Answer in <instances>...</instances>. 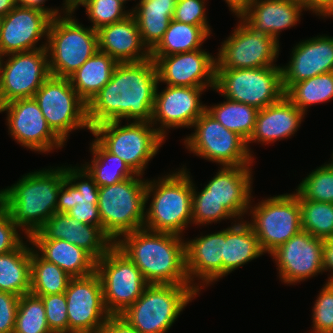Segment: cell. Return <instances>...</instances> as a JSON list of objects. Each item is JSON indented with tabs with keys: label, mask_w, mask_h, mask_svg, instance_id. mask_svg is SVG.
<instances>
[{
	"label": "cell",
	"mask_w": 333,
	"mask_h": 333,
	"mask_svg": "<svg viewBox=\"0 0 333 333\" xmlns=\"http://www.w3.org/2000/svg\"><path fill=\"white\" fill-rule=\"evenodd\" d=\"M158 74L155 62L118 63L111 80L87 104L91 128L109 121L152 120Z\"/></svg>",
	"instance_id": "6da1fadb"
},
{
	"label": "cell",
	"mask_w": 333,
	"mask_h": 333,
	"mask_svg": "<svg viewBox=\"0 0 333 333\" xmlns=\"http://www.w3.org/2000/svg\"><path fill=\"white\" fill-rule=\"evenodd\" d=\"M114 245L140 269L149 284L191 285L182 236L141 228L123 235Z\"/></svg>",
	"instance_id": "7a4b0ae2"
},
{
	"label": "cell",
	"mask_w": 333,
	"mask_h": 333,
	"mask_svg": "<svg viewBox=\"0 0 333 333\" xmlns=\"http://www.w3.org/2000/svg\"><path fill=\"white\" fill-rule=\"evenodd\" d=\"M65 166L26 173L15 184L0 190V204L12 222L29 237L54 213L65 180Z\"/></svg>",
	"instance_id": "3957f363"
},
{
	"label": "cell",
	"mask_w": 333,
	"mask_h": 333,
	"mask_svg": "<svg viewBox=\"0 0 333 333\" xmlns=\"http://www.w3.org/2000/svg\"><path fill=\"white\" fill-rule=\"evenodd\" d=\"M158 180H147L143 228L183 236L192 224V177L186 166Z\"/></svg>",
	"instance_id": "277c9868"
},
{
	"label": "cell",
	"mask_w": 333,
	"mask_h": 333,
	"mask_svg": "<svg viewBox=\"0 0 333 333\" xmlns=\"http://www.w3.org/2000/svg\"><path fill=\"white\" fill-rule=\"evenodd\" d=\"M61 10L62 17L56 16L50 23L46 48L50 75L69 78L99 50L98 33L80 24L73 10Z\"/></svg>",
	"instance_id": "5b68a950"
},
{
	"label": "cell",
	"mask_w": 333,
	"mask_h": 333,
	"mask_svg": "<svg viewBox=\"0 0 333 333\" xmlns=\"http://www.w3.org/2000/svg\"><path fill=\"white\" fill-rule=\"evenodd\" d=\"M198 294L192 285L149 284L119 316L139 333H167Z\"/></svg>",
	"instance_id": "8992f818"
},
{
	"label": "cell",
	"mask_w": 333,
	"mask_h": 333,
	"mask_svg": "<svg viewBox=\"0 0 333 333\" xmlns=\"http://www.w3.org/2000/svg\"><path fill=\"white\" fill-rule=\"evenodd\" d=\"M141 175L98 190V209L103 232L115 243L123 235L143 228L147 180Z\"/></svg>",
	"instance_id": "52a82bcc"
},
{
	"label": "cell",
	"mask_w": 333,
	"mask_h": 333,
	"mask_svg": "<svg viewBox=\"0 0 333 333\" xmlns=\"http://www.w3.org/2000/svg\"><path fill=\"white\" fill-rule=\"evenodd\" d=\"M109 121L91 128L95 139L110 153L122 159L143 176L148 162L159 152L165 138L148 122Z\"/></svg>",
	"instance_id": "ba28073f"
},
{
	"label": "cell",
	"mask_w": 333,
	"mask_h": 333,
	"mask_svg": "<svg viewBox=\"0 0 333 333\" xmlns=\"http://www.w3.org/2000/svg\"><path fill=\"white\" fill-rule=\"evenodd\" d=\"M224 98L258 110L285 96L280 66L252 69H215V87Z\"/></svg>",
	"instance_id": "9c48e42d"
},
{
	"label": "cell",
	"mask_w": 333,
	"mask_h": 333,
	"mask_svg": "<svg viewBox=\"0 0 333 333\" xmlns=\"http://www.w3.org/2000/svg\"><path fill=\"white\" fill-rule=\"evenodd\" d=\"M251 222L264 253L271 254L302 231L299 199L294 193L274 195L249 206Z\"/></svg>",
	"instance_id": "30bf717a"
},
{
	"label": "cell",
	"mask_w": 333,
	"mask_h": 333,
	"mask_svg": "<svg viewBox=\"0 0 333 333\" xmlns=\"http://www.w3.org/2000/svg\"><path fill=\"white\" fill-rule=\"evenodd\" d=\"M33 98L48 126L64 143L74 130L88 129L91 132L87 103L77 94L69 78L50 76Z\"/></svg>",
	"instance_id": "8fae6325"
},
{
	"label": "cell",
	"mask_w": 333,
	"mask_h": 333,
	"mask_svg": "<svg viewBox=\"0 0 333 333\" xmlns=\"http://www.w3.org/2000/svg\"><path fill=\"white\" fill-rule=\"evenodd\" d=\"M194 132L184 139L185 148L219 166H252L254 157L247 142L237 133L229 131L206 110L193 124Z\"/></svg>",
	"instance_id": "7c38bea8"
},
{
	"label": "cell",
	"mask_w": 333,
	"mask_h": 333,
	"mask_svg": "<svg viewBox=\"0 0 333 333\" xmlns=\"http://www.w3.org/2000/svg\"><path fill=\"white\" fill-rule=\"evenodd\" d=\"M105 308L111 316L121 315L143 293L149 283L140 269L115 245L98 261Z\"/></svg>",
	"instance_id": "4fadbf2b"
},
{
	"label": "cell",
	"mask_w": 333,
	"mask_h": 333,
	"mask_svg": "<svg viewBox=\"0 0 333 333\" xmlns=\"http://www.w3.org/2000/svg\"><path fill=\"white\" fill-rule=\"evenodd\" d=\"M6 56L7 59L0 57V106L16 99L33 98L51 76L47 48Z\"/></svg>",
	"instance_id": "5bb4252c"
},
{
	"label": "cell",
	"mask_w": 333,
	"mask_h": 333,
	"mask_svg": "<svg viewBox=\"0 0 333 333\" xmlns=\"http://www.w3.org/2000/svg\"><path fill=\"white\" fill-rule=\"evenodd\" d=\"M222 42L216 58V69H252L277 66L280 43L273 37L254 32L241 19Z\"/></svg>",
	"instance_id": "9a60e30c"
},
{
	"label": "cell",
	"mask_w": 333,
	"mask_h": 333,
	"mask_svg": "<svg viewBox=\"0 0 333 333\" xmlns=\"http://www.w3.org/2000/svg\"><path fill=\"white\" fill-rule=\"evenodd\" d=\"M65 296L68 333H101L111 315L105 308L102 282L97 272L72 277Z\"/></svg>",
	"instance_id": "2e32d148"
},
{
	"label": "cell",
	"mask_w": 333,
	"mask_h": 333,
	"mask_svg": "<svg viewBox=\"0 0 333 333\" xmlns=\"http://www.w3.org/2000/svg\"><path fill=\"white\" fill-rule=\"evenodd\" d=\"M6 111L9 135L26 149L48 153L65 143L48 126L34 98L16 99L0 106Z\"/></svg>",
	"instance_id": "e0dca14e"
},
{
	"label": "cell",
	"mask_w": 333,
	"mask_h": 333,
	"mask_svg": "<svg viewBox=\"0 0 333 333\" xmlns=\"http://www.w3.org/2000/svg\"><path fill=\"white\" fill-rule=\"evenodd\" d=\"M324 240L300 231L274 250L270 256L275 260L279 278L287 285L297 284L323 270Z\"/></svg>",
	"instance_id": "ac0fdd59"
},
{
	"label": "cell",
	"mask_w": 333,
	"mask_h": 333,
	"mask_svg": "<svg viewBox=\"0 0 333 333\" xmlns=\"http://www.w3.org/2000/svg\"><path fill=\"white\" fill-rule=\"evenodd\" d=\"M158 85L150 123L164 138L168 131L166 129L192 128L194 122L206 110L207 105L202 104L200 97L202 92L209 88L167 85L159 92ZM155 124H159L160 127Z\"/></svg>",
	"instance_id": "d6986e66"
},
{
	"label": "cell",
	"mask_w": 333,
	"mask_h": 333,
	"mask_svg": "<svg viewBox=\"0 0 333 333\" xmlns=\"http://www.w3.org/2000/svg\"><path fill=\"white\" fill-rule=\"evenodd\" d=\"M51 21L52 17L39 9L16 5L1 20L0 57L46 48L47 41L39 47L36 44L41 38L48 39Z\"/></svg>",
	"instance_id": "ffe728a7"
},
{
	"label": "cell",
	"mask_w": 333,
	"mask_h": 333,
	"mask_svg": "<svg viewBox=\"0 0 333 333\" xmlns=\"http://www.w3.org/2000/svg\"><path fill=\"white\" fill-rule=\"evenodd\" d=\"M158 84L182 87H215L216 57L203 49L168 56H151Z\"/></svg>",
	"instance_id": "44dd1931"
},
{
	"label": "cell",
	"mask_w": 333,
	"mask_h": 333,
	"mask_svg": "<svg viewBox=\"0 0 333 333\" xmlns=\"http://www.w3.org/2000/svg\"><path fill=\"white\" fill-rule=\"evenodd\" d=\"M56 213H66L88 225L101 226L98 209V185L82 166H65Z\"/></svg>",
	"instance_id": "7402d4cb"
},
{
	"label": "cell",
	"mask_w": 333,
	"mask_h": 333,
	"mask_svg": "<svg viewBox=\"0 0 333 333\" xmlns=\"http://www.w3.org/2000/svg\"><path fill=\"white\" fill-rule=\"evenodd\" d=\"M28 238L66 240L87 251L96 261L114 245L102 226L84 224L66 213H54Z\"/></svg>",
	"instance_id": "603a6c76"
},
{
	"label": "cell",
	"mask_w": 333,
	"mask_h": 333,
	"mask_svg": "<svg viewBox=\"0 0 333 333\" xmlns=\"http://www.w3.org/2000/svg\"><path fill=\"white\" fill-rule=\"evenodd\" d=\"M291 50L290 61L281 66L285 92L296 82L333 71V37L318 35Z\"/></svg>",
	"instance_id": "cb8c5ba5"
},
{
	"label": "cell",
	"mask_w": 333,
	"mask_h": 333,
	"mask_svg": "<svg viewBox=\"0 0 333 333\" xmlns=\"http://www.w3.org/2000/svg\"><path fill=\"white\" fill-rule=\"evenodd\" d=\"M223 250L224 229L204 236L201 234L200 237L192 240H185L187 275L190 284L198 292L202 287L209 286L222 278ZM195 278L201 279L200 284L195 282Z\"/></svg>",
	"instance_id": "d4e9b609"
},
{
	"label": "cell",
	"mask_w": 333,
	"mask_h": 333,
	"mask_svg": "<svg viewBox=\"0 0 333 333\" xmlns=\"http://www.w3.org/2000/svg\"><path fill=\"white\" fill-rule=\"evenodd\" d=\"M252 168L251 166H225L220 167L216 175L205 185L206 196H212L222 203L235 217L244 219L248 214L252 195Z\"/></svg>",
	"instance_id": "484cf974"
},
{
	"label": "cell",
	"mask_w": 333,
	"mask_h": 333,
	"mask_svg": "<svg viewBox=\"0 0 333 333\" xmlns=\"http://www.w3.org/2000/svg\"><path fill=\"white\" fill-rule=\"evenodd\" d=\"M303 10L302 3L296 0H252L240 19L254 32L279 42L280 32L297 25Z\"/></svg>",
	"instance_id": "4316f807"
},
{
	"label": "cell",
	"mask_w": 333,
	"mask_h": 333,
	"mask_svg": "<svg viewBox=\"0 0 333 333\" xmlns=\"http://www.w3.org/2000/svg\"><path fill=\"white\" fill-rule=\"evenodd\" d=\"M305 113L299 110L286 96L278 102L258 110L255 129L247 141L251 155L250 143L266 144L288 139L301 126Z\"/></svg>",
	"instance_id": "83f0119b"
},
{
	"label": "cell",
	"mask_w": 333,
	"mask_h": 333,
	"mask_svg": "<svg viewBox=\"0 0 333 333\" xmlns=\"http://www.w3.org/2000/svg\"><path fill=\"white\" fill-rule=\"evenodd\" d=\"M97 33L99 51L118 63L141 62L151 58L132 14L122 21L101 27Z\"/></svg>",
	"instance_id": "f1b7e54d"
},
{
	"label": "cell",
	"mask_w": 333,
	"mask_h": 333,
	"mask_svg": "<svg viewBox=\"0 0 333 333\" xmlns=\"http://www.w3.org/2000/svg\"><path fill=\"white\" fill-rule=\"evenodd\" d=\"M29 244L43 259L56 264L71 277H83L96 271V260L66 240L30 239Z\"/></svg>",
	"instance_id": "f546056e"
},
{
	"label": "cell",
	"mask_w": 333,
	"mask_h": 333,
	"mask_svg": "<svg viewBox=\"0 0 333 333\" xmlns=\"http://www.w3.org/2000/svg\"><path fill=\"white\" fill-rule=\"evenodd\" d=\"M224 229L222 277L264 254L248 220H238Z\"/></svg>",
	"instance_id": "4dcf8cb0"
},
{
	"label": "cell",
	"mask_w": 333,
	"mask_h": 333,
	"mask_svg": "<svg viewBox=\"0 0 333 333\" xmlns=\"http://www.w3.org/2000/svg\"><path fill=\"white\" fill-rule=\"evenodd\" d=\"M177 0H139L132 7L143 44L151 51L162 39L173 18Z\"/></svg>",
	"instance_id": "1f68e13d"
},
{
	"label": "cell",
	"mask_w": 333,
	"mask_h": 333,
	"mask_svg": "<svg viewBox=\"0 0 333 333\" xmlns=\"http://www.w3.org/2000/svg\"><path fill=\"white\" fill-rule=\"evenodd\" d=\"M26 239L17 249L0 254V291L17 296L30 293L33 247H29L30 239Z\"/></svg>",
	"instance_id": "d6a6232c"
},
{
	"label": "cell",
	"mask_w": 333,
	"mask_h": 333,
	"mask_svg": "<svg viewBox=\"0 0 333 333\" xmlns=\"http://www.w3.org/2000/svg\"><path fill=\"white\" fill-rule=\"evenodd\" d=\"M117 64L111 56L98 50L69 77V80L77 94L88 104L111 80Z\"/></svg>",
	"instance_id": "836d02e7"
},
{
	"label": "cell",
	"mask_w": 333,
	"mask_h": 333,
	"mask_svg": "<svg viewBox=\"0 0 333 333\" xmlns=\"http://www.w3.org/2000/svg\"><path fill=\"white\" fill-rule=\"evenodd\" d=\"M210 35L201 27L171 20L159 43L150 56H168L201 49Z\"/></svg>",
	"instance_id": "e575fe53"
},
{
	"label": "cell",
	"mask_w": 333,
	"mask_h": 333,
	"mask_svg": "<svg viewBox=\"0 0 333 333\" xmlns=\"http://www.w3.org/2000/svg\"><path fill=\"white\" fill-rule=\"evenodd\" d=\"M89 149L93 159L82 167L98 187L110 186L136 175L122 159L107 151L96 139L90 142Z\"/></svg>",
	"instance_id": "d590c367"
},
{
	"label": "cell",
	"mask_w": 333,
	"mask_h": 333,
	"mask_svg": "<svg viewBox=\"0 0 333 333\" xmlns=\"http://www.w3.org/2000/svg\"><path fill=\"white\" fill-rule=\"evenodd\" d=\"M225 99L221 104L206 106V111L226 129L237 133L247 142L254 132L258 109Z\"/></svg>",
	"instance_id": "8d00e7d4"
},
{
	"label": "cell",
	"mask_w": 333,
	"mask_h": 333,
	"mask_svg": "<svg viewBox=\"0 0 333 333\" xmlns=\"http://www.w3.org/2000/svg\"><path fill=\"white\" fill-rule=\"evenodd\" d=\"M71 276L45 259L33 248L31 250V289L33 295L65 293Z\"/></svg>",
	"instance_id": "74e56055"
},
{
	"label": "cell",
	"mask_w": 333,
	"mask_h": 333,
	"mask_svg": "<svg viewBox=\"0 0 333 333\" xmlns=\"http://www.w3.org/2000/svg\"><path fill=\"white\" fill-rule=\"evenodd\" d=\"M285 96L306 114L309 106L333 99V71L294 83Z\"/></svg>",
	"instance_id": "f35d334b"
},
{
	"label": "cell",
	"mask_w": 333,
	"mask_h": 333,
	"mask_svg": "<svg viewBox=\"0 0 333 333\" xmlns=\"http://www.w3.org/2000/svg\"><path fill=\"white\" fill-rule=\"evenodd\" d=\"M302 231L323 240L333 237V203L304 200L297 192Z\"/></svg>",
	"instance_id": "ab89813d"
},
{
	"label": "cell",
	"mask_w": 333,
	"mask_h": 333,
	"mask_svg": "<svg viewBox=\"0 0 333 333\" xmlns=\"http://www.w3.org/2000/svg\"><path fill=\"white\" fill-rule=\"evenodd\" d=\"M13 333H53L40 297L31 293L20 296Z\"/></svg>",
	"instance_id": "60d3db41"
},
{
	"label": "cell",
	"mask_w": 333,
	"mask_h": 333,
	"mask_svg": "<svg viewBox=\"0 0 333 333\" xmlns=\"http://www.w3.org/2000/svg\"><path fill=\"white\" fill-rule=\"evenodd\" d=\"M296 192L304 200L333 203V164L331 161L307 174L297 186Z\"/></svg>",
	"instance_id": "b9f144b4"
},
{
	"label": "cell",
	"mask_w": 333,
	"mask_h": 333,
	"mask_svg": "<svg viewBox=\"0 0 333 333\" xmlns=\"http://www.w3.org/2000/svg\"><path fill=\"white\" fill-rule=\"evenodd\" d=\"M80 5L85 7V12L92 23L90 27L96 31L131 15V10H125L126 5L119 0H80L72 10L75 12Z\"/></svg>",
	"instance_id": "7bdbcfd3"
},
{
	"label": "cell",
	"mask_w": 333,
	"mask_h": 333,
	"mask_svg": "<svg viewBox=\"0 0 333 333\" xmlns=\"http://www.w3.org/2000/svg\"><path fill=\"white\" fill-rule=\"evenodd\" d=\"M196 190L192 180V224L209 225L230 218L234 222L238 221L217 199L206 196L205 187L201 192Z\"/></svg>",
	"instance_id": "ee69618b"
},
{
	"label": "cell",
	"mask_w": 333,
	"mask_h": 333,
	"mask_svg": "<svg viewBox=\"0 0 333 333\" xmlns=\"http://www.w3.org/2000/svg\"><path fill=\"white\" fill-rule=\"evenodd\" d=\"M312 312V333H333V282L323 285Z\"/></svg>",
	"instance_id": "f6af8a7d"
},
{
	"label": "cell",
	"mask_w": 333,
	"mask_h": 333,
	"mask_svg": "<svg viewBox=\"0 0 333 333\" xmlns=\"http://www.w3.org/2000/svg\"><path fill=\"white\" fill-rule=\"evenodd\" d=\"M45 306L46 321L53 333H68L67 299L65 293L35 295Z\"/></svg>",
	"instance_id": "bcb514c9"
},
{
	"label": "cell",
	"mask_w": 333,
	"mask_h": 333,
	"mask_svg": "<svg viewBox=\"0 0 333 333\" xmlns=\"http://www.w3.org/2000/svg\"><path fill=\"white\" fill-rule=\"evenodd\" d=\"M205 0H177L173 20L201 26L211 36V26L206 16Z\"/></svg>",
	"instance_id": "7dc6e473"
},
{
	"label": "cell",
	"mask_w": 333,
	"mask_h": 333,
	"mask_svg": "<svg viewBox=\"0 0 333 333\" xmlns=\"http://www.w3.org/2000/svg\"><path fill=\"white\" fill-rule=\"evenodd\" d=\"M20 229L12 222L9 213L0 204V254L17 249L23 242Z\"/></svg>",
	"instance_id": "c3c4849f"
},
{
	"label": "cell",
	"mask_w": 333,
	"mask_h": 333,
	"mask_svg": "<svg viewBox=\"0 0 333 333\" xmlns=\"http://www.w3.org/2000/svg\"><path fill=\"white\" fill-rule=\"evenodd\" d=\"M20 296L0 291V333H13Z\"/></svg>",
	"instance_id": "681fc988"
},
{
	"label": "cell",
	"mask_w": 333,
	"mask_h": 333,
	"mask_svg": "<svg viewBox=\"0 0 333 333\" xmlns=\"http://www.w3.org/2000/svg\"><path fill=\"white\" fill-rule=\"evenodd\" d=\"M304 9L312 11L315 15L333 17V0H302Z\"/></svg>",
	"instance_id": "f907efd6"
},
{
	"label": "cell",
	"mask_w": 333,
	"mask_h": 333,
	"mask_svg": "<svg viewBox=\"0 0 333 333\" xmlns=\"http://www.w3.org/2000/svg\"><path fill=\"white\" fill-rule=\"evenodd\" d=\"M101 333H139L120 316H110Z\"/></svg>",
	"instance_id": "816d5d0a"
},
{
	"label": "cell",
	"mask_w": 333,
	"mask_h": 333,
	"mask_svg": "<svg viewBox=\"0 0 333 333\" xmlns=\"http://www.w3.org/2000/svg\"><path fill=\"white\" fill-rule=\"evenodd\" d=\"M323 270L324 272L331 271L327 282H333V237L324 240L323 247Z\"/></svg>",
	"instance_id": "f5cc1de1"
},
{
	"label": "cell",
	"mask_w": 333,
	"mask_h": 333,
	"mask_svg": "<svg viewBox=\"0 0 333 333\" xmlns=\"http://www.w3.org/2000/svg\"><path fill=\"white\" fill-rule=\"evenodd\" d=\"M47 0H17V5L22 7H29V8H35L39 9L47 14H49L52 18L56 16H60L61 12L59 13V8L53 9V8H46V6H43V4Z\"/></svg>",
	"instance_id": "db71d44e"
},
{
	"label": "cell",
	"mask_w": 333,
	"mask_h": 333,
	"mask_svg": "<svg viewBox=\"0 0 333 333\" xmlns=\"http://www.w3.org/2000/svg\"><path fill=\"white\" fill-rule=\"evenodd\" d=\"M228 4L229 10L240 18L249 8L252 0H225Z\"/></svg>",
	"instance_id": "11a10c76"
},
{
	"label": "cell",
	"mask_w": 333,
	"mask_h": 333,
	"mask_svg": "<svg viewBox=\"0 0 333 333\" xmlns=\"http://www.w3.org/2000/svg\"><path fill=\"white\" fill-rule=\"evenodd\" d=\"M16 5L17 0H0V16L7 15Z\"/></svg>",
	"instance_id": "9f6ffc18"
},
{
	"label": "cell",
	"mask_w": 333,
	"mask_h": 333,
	"mask_svg": "<svg viewBox=\"0 0 333 333\" xmlns=\"http://www.w3.org/2000/svg\"><path fill=\"white\" fill-rule=\"evenodd\" d=\"M63 6L66 8V9H71V0H64L63 1Z\"/></svg>",
	"instance_id": "6f0895ef"
},
{
	"label": "cell",
	"mask_w": 333,
	"mask_h": 333,
	"mask_svg": "<svg viewBox=\"0 0 333 333\" xmlns=\"http://www.w3.org/2000/svg\"><path fill=\"white\" fill-rule=\"evenodd\" d=\"M80 0H71V10L75 7L76 3Z\"/></svg>",
	"instance_id": "680465c9"
},
{
	"label": "cell",
	"mask_w": 333,
	"mask_h": 333,
	"mask_svg": "<svg viewBox=\"0 0 333 333\" xmlns=\"http://www.w3.org/2000/svg\"><path fill=\"white\" fill-rule=\"evenodd\" d=\"M122 4H126V1H129V0H119ZM131 1V0H130Z\"/></svg>",
	"instance_id": "91938a15"
}]
</instances>
